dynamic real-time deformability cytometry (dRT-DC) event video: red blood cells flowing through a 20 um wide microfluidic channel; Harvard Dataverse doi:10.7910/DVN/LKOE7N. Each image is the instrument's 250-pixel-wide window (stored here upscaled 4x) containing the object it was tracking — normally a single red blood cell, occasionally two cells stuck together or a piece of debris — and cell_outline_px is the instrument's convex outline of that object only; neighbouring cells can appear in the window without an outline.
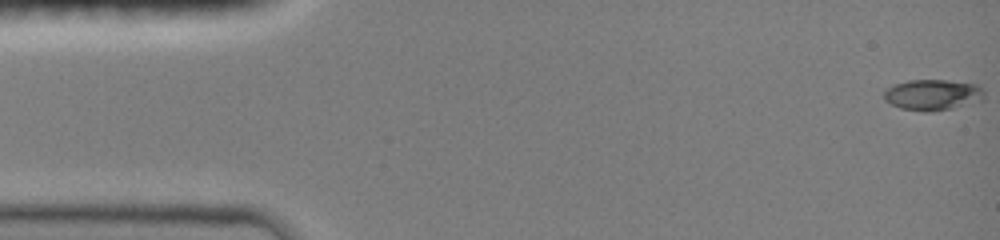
{"species": "common noctule bat (a hibernating species)", "species_latin": "Nyctalus noctula", "temperature_condition": "room temperature", "stored_images_in_passage": 48, "camera_frame_rate_fps": 3000, "um_per_image_px": 0.085, "animal": {"sex": "female", "body_mass_g": 19.0, "forearm_length_mm": 51.5}, "frame": {"image": 1, "passage_image": 1, "time_ms": 0.0, "image_size_px": [1000, 240], "cell_outline_px": [[984, 100], [952, 108], [932, 112], [924, 112], [900, 108], [884, 100], [884, 92], [892, 84], [908, 80], [944, 80], [976, 84], [984, 88]], "centroid_in_image_um": [79.28, 8.06], "position_along_channel_um": 5.7, "area_um2": 18.21}}
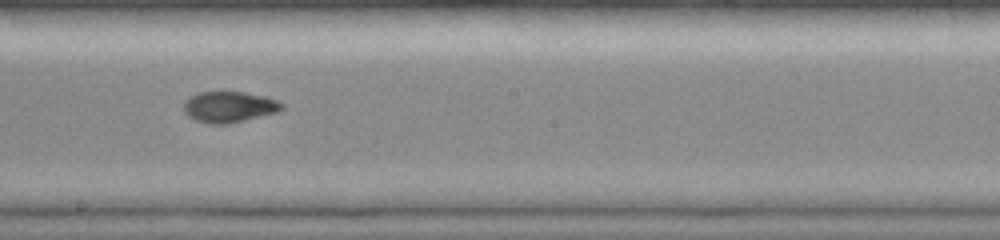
{"frame": {"image": 2, "passage_image": 27, "time_ms": 8.667, "image_size_px": [1000, 240], "cell_outline_px": [[284, 108], [276, 112], [228, 124], [212, 124], [196, 120], [188, 116], [184, 112], [184, 100], [200, 92], [244, 92], [268, 96], [284, 104]], "centroid_in_image_um": [19.49, 9.08], "position_along_channel_um": 228.7, "area_um2": 17.63}}
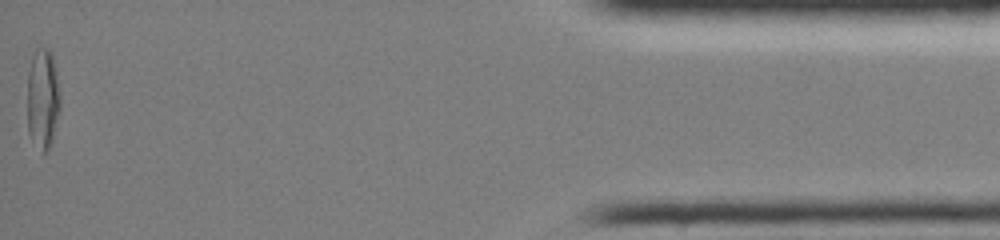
{"frame": {"image": 3, "passage_image": 48, "time_ms": 15.667, "image_size_px": [1000, 240], "cell_outline_px": [[60, 108], [52, 140], [48, 152], [44, 152], [28, 132], [28, 72], [32, 56], [36, 48], [48, 48], [52, 52], [56, 72], [60, 96]], "centroid_in_image_um": [3.65, 8.33], "position_along_channel_um": 431.6, "area_um2": 19.02}, "authors_computed_cell_mechanics": {"area_um2": 17.629, "velocity_mm_per_s": 4.0428, "shape_relaxation_time_tau1_ms": 9.5094, "shape_relaxation_time_tau2_ms": 1.0562, "deformation_change_tau1": 0.3337, "deformation_change_tau2": 0.0356}}